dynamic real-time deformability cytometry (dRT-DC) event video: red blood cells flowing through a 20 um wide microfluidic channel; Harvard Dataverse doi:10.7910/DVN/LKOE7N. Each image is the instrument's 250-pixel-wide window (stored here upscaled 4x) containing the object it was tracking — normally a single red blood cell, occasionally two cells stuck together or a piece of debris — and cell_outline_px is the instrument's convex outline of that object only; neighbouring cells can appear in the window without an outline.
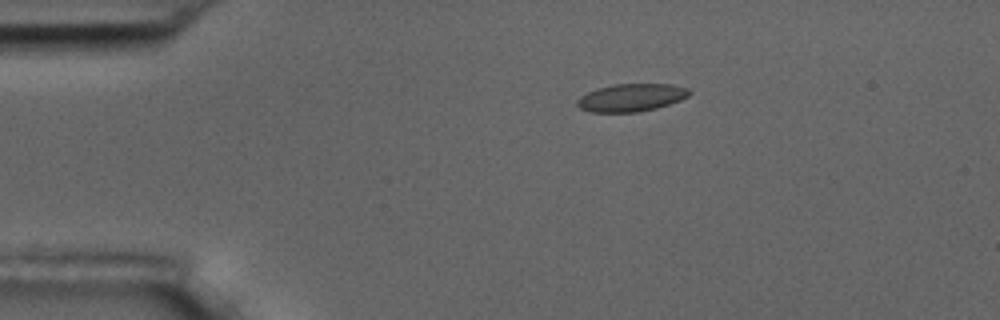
{"species": "common noctule bat (a hibernating species)", "species_latin": "Nyctalus noctula", "temperature_condition": "room temperature", "stored_images_in_passage": 9, "camera_frame_rate_fps": 3000, "um_per_image_px": 0.085, "animal": {"sex": "male", "body_mass_g": 17.5, "forearm_length_mm": 52.3}, "frame": {"image": 1, "passage_image": 4, "time_ms": 3.333, "image_size_px": [1000, 320], "cell_outline_px": [[692, 92], [688, 96], [680, 100], [656, 108], [640, 112], [592, 112], [580, 108], [576, 104], [576, 100], [580, 96], [596, 88], [612, 84], [672, 84], [688, 88]], "centroid_in_image_um": [53.65, 8.29], "position_along_channel_um": 31.4, "area_um2": 18.21}}
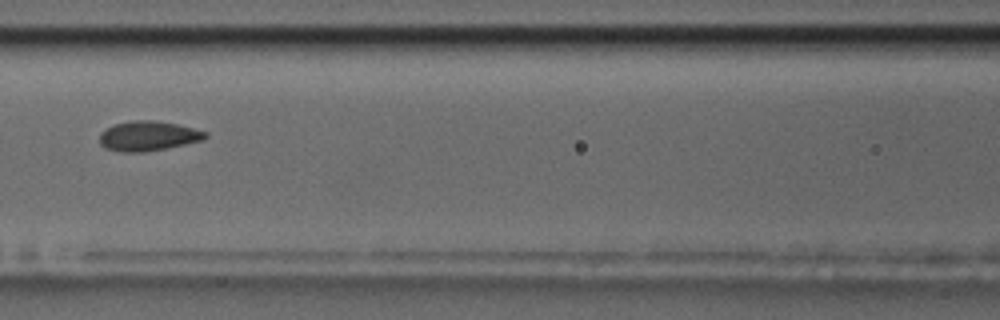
{"frame": {"image": 2, "passage_image": 8, "time_ms": 8.0, "image_size_px": [1000, 320], "cell_outline_px": [[208, 136], [204, 140], [144, 152], [120, 152], [104, 148], [100, 144], [100, 132], [104, 128], [116, 124], [132, 120], [152, 120], [176, 124], [208, 132]], "centroid_in_image_um": [12.56, 11.56], "position_along_channel_um": 154.0, "area_um2": 18.32}}
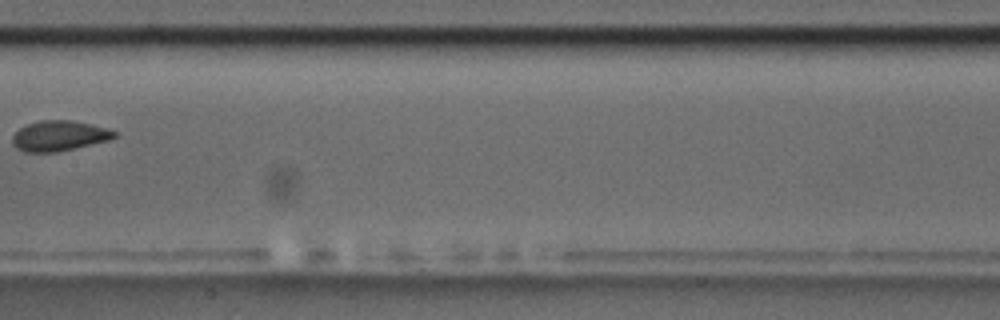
{"frame": {"image": 3, "passage_image": 9, "time_ms": 9.333, "image_size_px": [1000, 320], "cell_outline_px": [[116, 136], [108, 140], [56, 152], [24, 152], [16, 148], [12, 144], [12, 136], [20, 128], [28, 124], [40, 120], [72, 120], [92, 124], [116, 132]], "centroid_in_image_um": [4.98, 11.54], "position_along_channel_um": 202.4, "area_um2": 17.8}}